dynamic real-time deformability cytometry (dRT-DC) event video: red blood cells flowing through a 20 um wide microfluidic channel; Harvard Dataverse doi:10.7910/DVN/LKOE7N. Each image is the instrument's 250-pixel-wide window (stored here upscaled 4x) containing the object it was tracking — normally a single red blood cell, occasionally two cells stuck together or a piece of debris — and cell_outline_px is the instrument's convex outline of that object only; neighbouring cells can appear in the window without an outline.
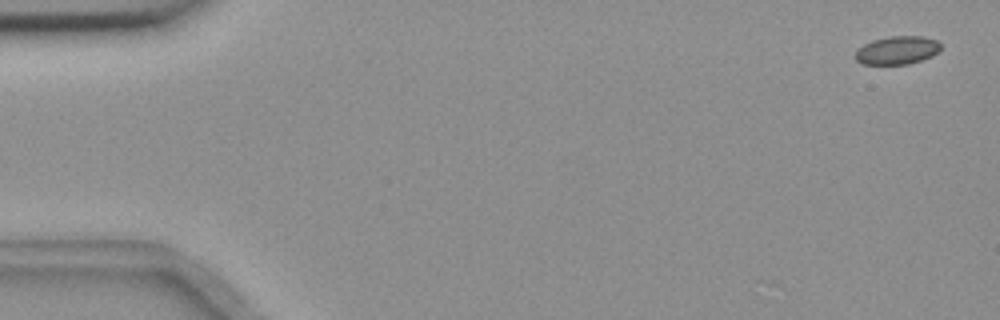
{"species": "common noctule bat (a hibernating species)", "species_latin": "Nyctalus noctula", "temperature_condition": "room temperature", "stored_images_in_passage": 6, "camera_frame_rate_fps": 3000, "um_per_image_px": 0.085, "animal": {"sex": "female", "body_mass_g": 18.4}, "frame": {"image": 1, "passage_image": 1, "time_ms": 0.0, "image_size_px": [1000, 320], "cell_outline_px": [[940, 48], [932, 56], [908, 64], [864, 64], [856, 60], [856, 52], [864, 44], [872, 40], [892, 36], [924, 36], [936, 40], [940, 44]], "centroid_in_image_um": [76.27, 4.26], "position_along_channel_um": 8.7, "area_um2": 13.81}}
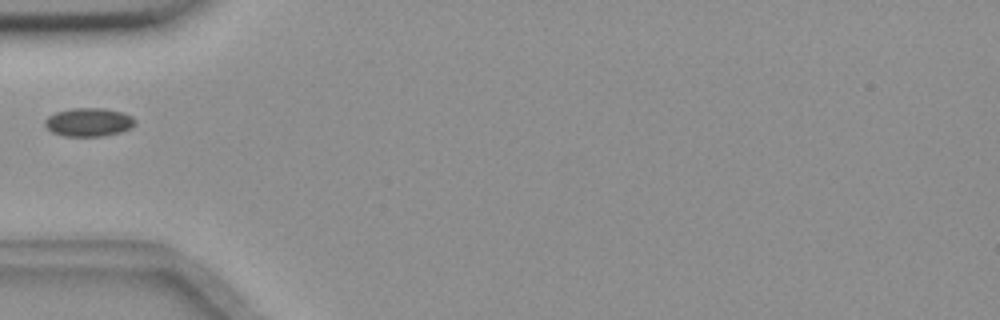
{"frame": {"image": 2, "passage_image": 6, "time_ms": 1.667, "image_size_px": [1000, 320], "cell_outline_px": [[136, 124], [120, 132], [104, 136], [64, 136], [52, 132], [44, 124], [44, 120], [48, 116], [56, 112], [72, 108], [104, 108], [124, 112], [132, 116], [136, 120]], "centroid_in_image_um": [7.55, 10.37], "position_along_channel_um": 77.5, "area_um2": 15.03}}